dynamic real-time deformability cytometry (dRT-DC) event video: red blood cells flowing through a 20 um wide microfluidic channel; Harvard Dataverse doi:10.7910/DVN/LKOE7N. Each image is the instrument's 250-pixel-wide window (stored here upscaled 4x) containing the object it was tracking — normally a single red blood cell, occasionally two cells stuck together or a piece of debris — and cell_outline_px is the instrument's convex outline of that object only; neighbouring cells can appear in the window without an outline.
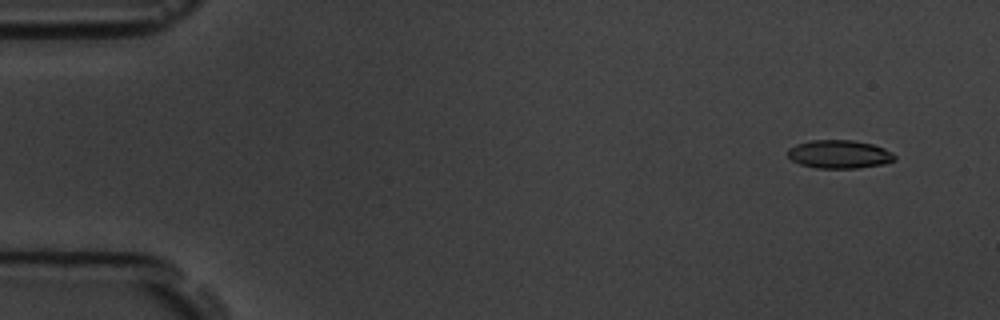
{"species": "common noctule bat (a hibernating species)", "species_latin": "Nyctalus noctula", "temperature_condition": "room temperature", "stored_images_in_passage": 5, "camera_frame_rate_fps": 3000, "um_per_image_px": 0.085, "animal": {"sex": "male", "body_mass_g": 19.5, "forearm_length_mm": 54.6}, "frame": {"image": 1, "passage_image": 2, "time_ms": 1.0, "image_size_px": [1000, 320], "cell_outline_px": [[896, 160], [884, 164], [856, 168], [816, 168], [800, 164], [792, 160], [788, 156], [788, 148], [796, 144], [812, 140], [852, 140], [872, 144], [884, 148], [892, 152], [896, 156]], "centroid_in_image_um": [71.35, 13.11], "position_along_channel_um": 13.6, "area_um2": 17.69}}
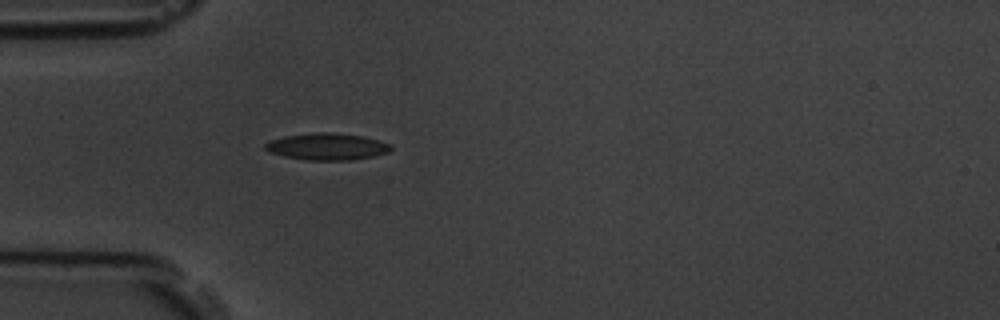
{"frame": {"image": 2, "passage_image": 5, "time_ms": 5.333, "image_size_px": [1000, 320], "cell_outline_px": [[392, 148], [388, 152], [372, 156], [352, 160], [308, 160], [284, 156], [268, 152], [264, 148], [264, 144], [272, 140], [284, 136], [312, 132], [332, 132], [364, 136], [380, 140], [392, 144]], "centroid_in_image_um": [27.81, 12.45], "position_along_channel_um": 57.2, "area_um2": 19.77}}